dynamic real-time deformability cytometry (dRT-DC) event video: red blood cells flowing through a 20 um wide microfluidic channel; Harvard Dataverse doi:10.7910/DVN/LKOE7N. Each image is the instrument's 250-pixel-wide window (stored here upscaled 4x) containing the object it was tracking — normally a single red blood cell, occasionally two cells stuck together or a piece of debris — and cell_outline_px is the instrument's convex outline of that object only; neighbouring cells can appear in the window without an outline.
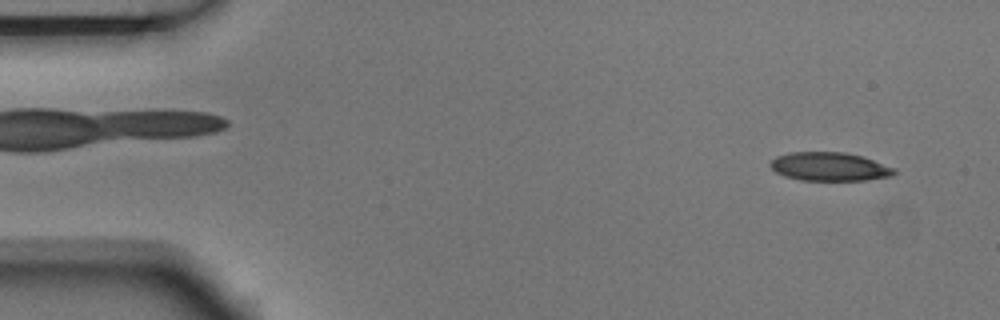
{"species": "Egyptian fruit bat (a non-hibernating species)", "species_latin": "Rousettus aegyptiacus", "temperature_condition": "room temperature", "stored_images_in_passage": 3, "camera_frame_rate_fps": 3000, "um_per_image_px": 0.085, "animal": {"sex": "male"}, "frame": {"image": 1, "passage_image": 1, "time_ms": 0.0, "image_size_px": [1000, 320], "cell_outline_px": [[896, 172], [892, 176], [864, 180], [800, 180], [784, 176], [776, 172], [768, 164], [776, 156], [788, 152], [844, 152], [864, 156], [896, 168]], "centroid_in_image_um": [70.52, 14.15], "position_along_channel_um": 14.5, "area_um2": 20.81}}
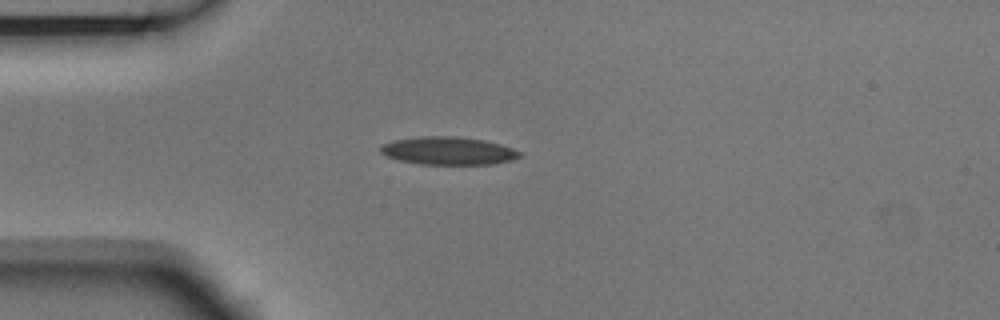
{"frame": {"image": 2, "passage_image": 3, "time_ms": 0.667, "image_size_px": [1000, 320], "cell_outline_px": [[520, 156], [512, 160], [492, 164], [420, 164], [400, 160], [388, 156], [380, 152], [380, 144], [392, 140], [420, 136], [456, 136], [484, 140], [500, 144], [512, 148], [520, 152]], "centroid_in_image_um": [38.07, 12.81], "position_along_channel_um": 46.9, "area_um2": 22.6}}